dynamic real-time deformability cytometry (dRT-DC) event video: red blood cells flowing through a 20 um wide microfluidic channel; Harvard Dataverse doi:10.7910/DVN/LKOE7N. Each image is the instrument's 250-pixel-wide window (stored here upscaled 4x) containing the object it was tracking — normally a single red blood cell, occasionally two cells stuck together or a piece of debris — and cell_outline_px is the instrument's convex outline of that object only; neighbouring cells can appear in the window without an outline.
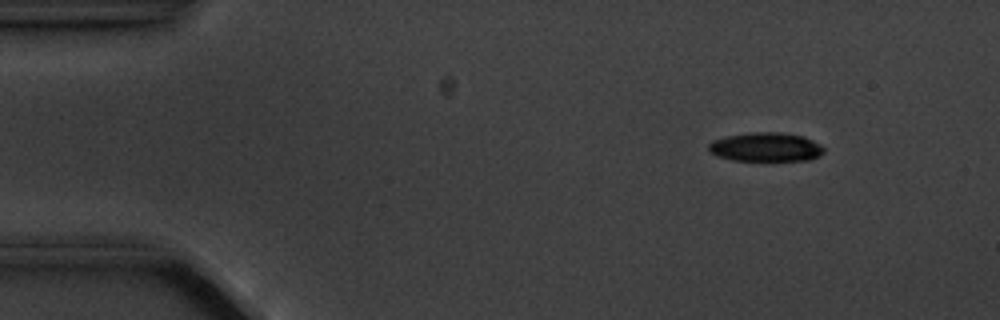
{"species": "common noctule bat (a hibernating species)", "species_latin": "Nyctalus noctula", "temperature_condition": "cold", "stored_images_in_passage": 5, "camera_frame_rate_fps": 3000, "um_per_image_px": 0.085, "animal": {"sex": "male", "body_mass_g": 20.1, "forearm_length_mm": 53.5}, "frame": {"image": 1, "passage_image": 3, "time_ms": 2.0, "image_size_px": [1000, 320], "cell_outline_px": [[824, 152], [808, 160], [732, 160], [720, 156], [712, 152], [708, 148], [708, 144], [712, 140], [724, 136], [752, 132], [780, 132], [804, 136], [820, 144], [824, 148]], "centroid_in_image_um": [65.09, 12.48], "position_along_channel_um": 19.9, "area_um2": 19.31}}